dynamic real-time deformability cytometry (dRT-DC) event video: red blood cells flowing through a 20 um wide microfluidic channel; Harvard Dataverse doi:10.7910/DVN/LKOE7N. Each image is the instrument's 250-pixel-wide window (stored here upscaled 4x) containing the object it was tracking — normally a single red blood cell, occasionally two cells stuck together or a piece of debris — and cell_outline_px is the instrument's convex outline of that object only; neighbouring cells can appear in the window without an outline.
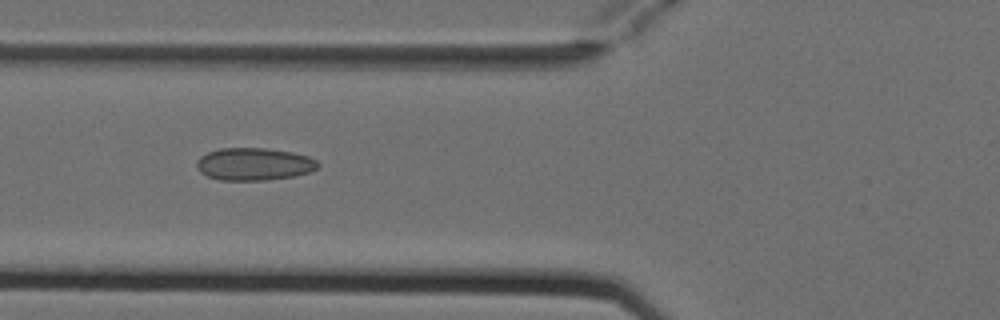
{"species": "Egyptian fruit bat (a non-hibernating species)", "species_latin": "Rousettus aegyptiacus", "temperature_condition": "cold", "stored_images_in_passage": 6, "camera_frame_rate_fps": 3000, "um_per_image_px": 0.085, "animal": {"sex": "female"}, "frame": {"image": 1, "passage_image": 6, "time_ms": 1.667, "image_size_px": [1000, 320], "cell_outline_px": [[320, 164], [316, 168], [308, 172], [292, 176], [268, 180], [220, 180], [208, 176], [200, 172], [196, 168], [196, 160], [200, 156], [208, 152], [220, 148], [264, 148], [292, 152], [308, 156], [316, 160]], "centroid_in_image_um": [21.55, 13.94], "position_along_channel_um": 104.2, "area_um2": 22.95}}